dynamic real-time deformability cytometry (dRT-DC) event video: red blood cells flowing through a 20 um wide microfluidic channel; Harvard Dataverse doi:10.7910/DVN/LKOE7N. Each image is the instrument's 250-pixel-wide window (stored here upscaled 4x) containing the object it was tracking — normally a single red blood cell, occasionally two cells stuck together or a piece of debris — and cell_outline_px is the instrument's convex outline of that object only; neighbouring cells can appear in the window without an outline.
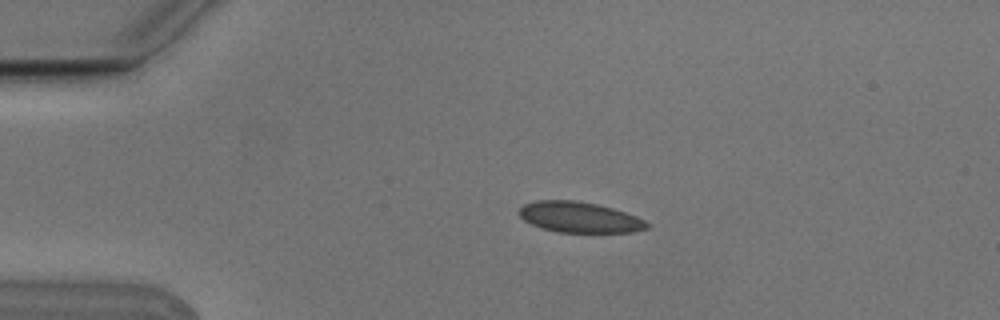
{"species": "Egyptian fruit bat (a non-hibernating species)", "species_latin": "Rousettus aegyptiacus", "temperature_condition": "cold", "stored_images_in_passage": 3, "camera_frame_rate_fps": 3000, "um_per_image_px": 0.085, "animal": {"sex": "male"}, "frame": {"image": 1, "passage_image": 2, "time_ms": 0.333, "image_size_px": [1000, 320], "cell_outline_px": [[648, 228], [632, 232], [556, 232], [540, 228], [524, 220], [520, 216], [520, 208], [524, 204], [536, 200], [576, 200], [596, 204], [612, 208], [636, 216], [644, 220], [648, 224]], "centroid_in_image_um": [49.23, 18.46], "position_along_channel_um": 35.8, "area_um2": 22.72}}